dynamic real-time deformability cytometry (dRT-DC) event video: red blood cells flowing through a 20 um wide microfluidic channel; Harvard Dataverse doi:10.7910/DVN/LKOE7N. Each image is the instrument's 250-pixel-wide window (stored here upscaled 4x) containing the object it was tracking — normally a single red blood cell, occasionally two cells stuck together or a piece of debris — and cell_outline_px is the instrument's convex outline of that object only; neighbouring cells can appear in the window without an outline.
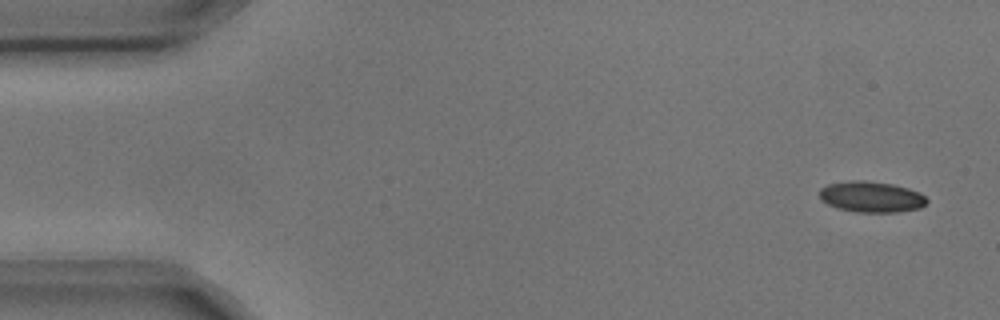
{"species": "common noctule bat (a hibernating species)", "species_latin": "Nyctalus noctula", "temperature_condition": "cold", "stored_images_in_passage": 4, "camera_frame_rate_fps": 3000, "um_per_image_px": 0.085, "animal": {"sex": "male", "body_mass_g": 17.9, "forearm_length_mm": 54.2}, "frame": {"image": 1, "passage_image": 1, "time_ms": 0.0, "image_size_px": [1000, 320], "cell_outline_px": [[928, 200], [920, 208], [900, 212], [856, 212], [836, 208], [820, 200], [820, 188], [828, 184], [848, 180], [864, 180], [892, 184], [908, 188], [920, 192]], "centroid_in_image_um": [74.04, 16.73], "position_along_channel_um": 11.0, "area_um2": 19.48}}